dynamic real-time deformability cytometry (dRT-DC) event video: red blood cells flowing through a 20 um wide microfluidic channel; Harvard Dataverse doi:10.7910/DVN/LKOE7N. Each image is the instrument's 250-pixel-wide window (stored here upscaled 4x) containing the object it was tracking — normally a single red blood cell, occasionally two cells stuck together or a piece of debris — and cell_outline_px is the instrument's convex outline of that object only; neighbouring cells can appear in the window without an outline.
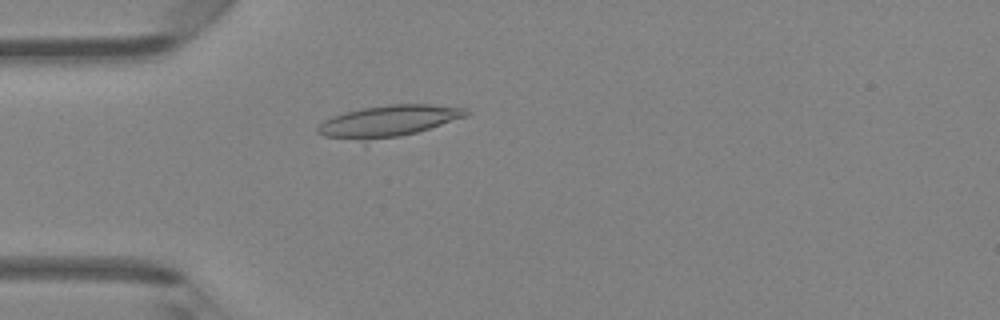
{"species": "Egyptian fruit bat (a non-hibernating species)", "species_latin": "Rousettus aegyptiacus", "temperature_condition": "room temperature", "stored_images_in_passage": 48, "camera_frame_rate_fps": 3000, "um_per_image_px": 0.085, "animal": {"sex": "female"}, "frame": {"image": 1, "passage_image": 14, "time_ms": 4.333, "image_size_px": [1000, 320], "cell_outline_px": [[472, 112], [468, 116], [364, 148], [324, 136], [316, 132], [316, 128], [324, 120], [332, 116], [344, 112], [364, 108], [392, 104], [428, 104], [464, 108]], "centroid_in_image_um": [32.87, 10.41], "position_along_channel_um": 52.1, "area_um2": 29.07}}
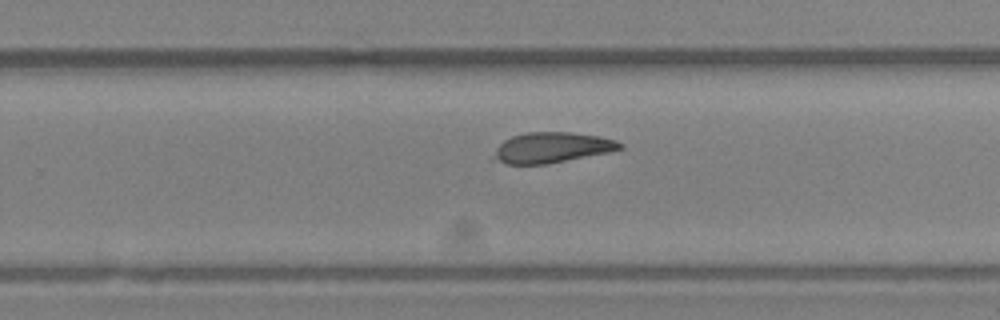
{"frame": {"image": 2, "passage_image": 31, "time_ms": 10.0, "image_size_px": [1000, 320], "cell_outline_px": [[624, 148], [608, 152], [544, 164], [508, 164], [492, 160], [496, 148], [504, 140], [512, 136], [528, 132], [572, 132], [596, 136], [616, 140], [624, 144]], "centroid_in_image_um": [46.89, 12.54], "position_along_channel_um": 282.9, "area_um2": 22.2}}
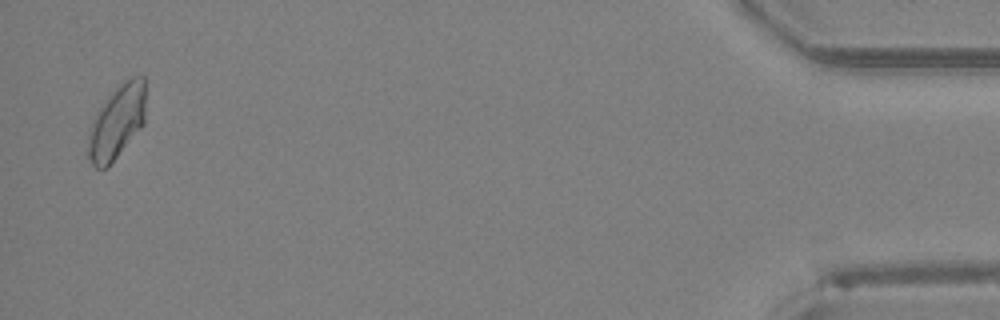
{"frame": {"image": 3, "passage_image": 47, "time_ms": 15.333, "image_size_px": [1000, 320], "cell_outline_px": [[144, 124], [108, 168], [96, 168], [92, 164], [88, 156], [88, 132], [92, 120], [96, 112], [108, 96], [124, 80], [132, 76], [144, 76]], "centroid_in_image_um": [9.91, 10.39], "position_along_channel_um": 425.3, "area_um2": 24.68}, "authors_computed_cell_mechanics": {"area_um2": 23.8714, "velocity_mm_per_s": 4.2601, "shape_relaxation_time_tau1_ms": null, "shape_relaxation_time_tau2_ms": 3.5371, "deformation_change_tau1": null, "deformation_change_tau2": 0.0929}}